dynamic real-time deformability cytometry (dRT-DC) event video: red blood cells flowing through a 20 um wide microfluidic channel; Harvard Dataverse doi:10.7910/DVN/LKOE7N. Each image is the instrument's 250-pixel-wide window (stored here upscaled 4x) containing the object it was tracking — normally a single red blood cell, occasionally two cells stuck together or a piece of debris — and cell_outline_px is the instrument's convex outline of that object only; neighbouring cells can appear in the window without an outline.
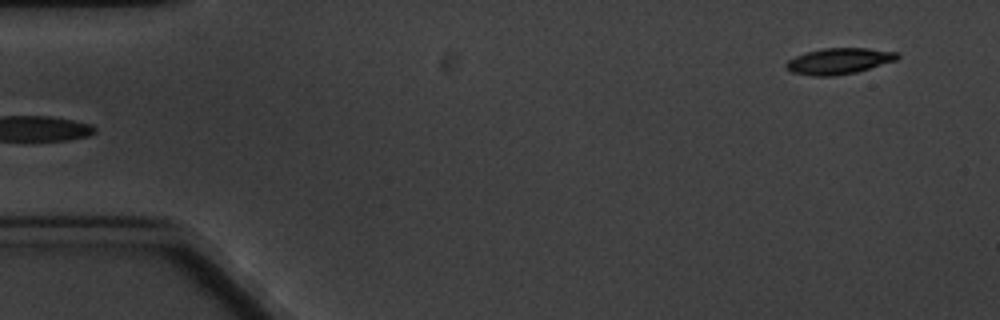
{"species": "common noctule bat (a hibernating species)", "species_latin": "Nyctalus noctula", "temperature_condition": "cold", "stored_images_in_passage": 5, "camera_frame_rate_fps": 3000, "um_per_image_px": 0.085, "animal": {"sex": "male", "body_mass_g": 20.1, "forearm_length_mm": 53.5}, "frame": {"image": 1, "passage_image": 5, "time_ms": 4.667, "image_size_px": [1000, 320], "cell_outline_px": [[900, 56], [896, 60], [856, 72], [832, 76], [812, 76], [792, 72], [784, 68], [784, 64], [788, 60], [796, 56], [808, 52], [824, 48], [868, 48], [900, 52]], "centroid_in_image_um": [71.31, 5.19], "position_along_channel_um": 13.7, "area_um2": 16.88}}